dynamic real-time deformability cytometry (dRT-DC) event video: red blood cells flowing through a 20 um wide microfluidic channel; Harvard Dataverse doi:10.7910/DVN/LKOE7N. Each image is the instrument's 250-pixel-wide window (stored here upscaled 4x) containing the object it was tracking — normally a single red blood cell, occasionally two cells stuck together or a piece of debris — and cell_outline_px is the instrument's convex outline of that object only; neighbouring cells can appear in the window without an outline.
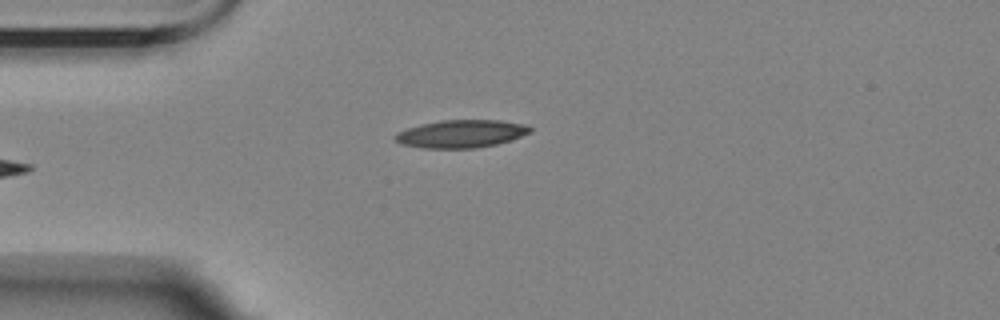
{"species": "Egyptian fruit bat (a non-hibernating species)", "species_latin": "Rousettus aegyptiacus", "temperature_condition": "room temperature", "stored_images_in_passage": 4, "camera_frame_rate_fps": 3000, "um_per_image_px": 0.085, "animal": {"sex": "female"}, "frame": {"image": 1, "passage_image": 4, "time_ms": 3.333, "image_size_px": [1000, 320], "cell_outline_px": [[532, 132], [512, 140], [496, 144], [476, 148], [420, 148], [400, 144], [396, 140], [396, 132], [408, 128], [440, 120], [500, 120], [528, 124], [532, 128]], "centroid_in_image_um": [39.26, 11.37], "position_along_channel_um": 45.7, "area_um2": 21.96}}